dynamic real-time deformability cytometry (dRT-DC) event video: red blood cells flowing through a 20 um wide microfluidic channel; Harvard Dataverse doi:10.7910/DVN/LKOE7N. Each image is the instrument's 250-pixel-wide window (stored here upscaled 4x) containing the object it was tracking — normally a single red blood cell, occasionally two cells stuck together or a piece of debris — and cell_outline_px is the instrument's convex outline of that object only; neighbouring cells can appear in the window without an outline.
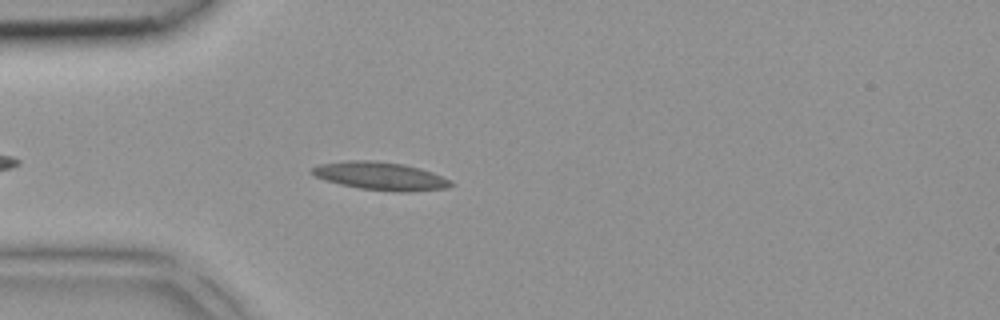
{"species": "common noctule bat (a hibernating species)", "species_latin": "Nyctalus noctula", "temperature_condition": "room temperature", "stored_images_in_passage": 29, "camera_frame_rate_fps": 3000, "um_per_image_px": 0.085, "animal": {"sex": "female", "body_mass_g": 18.4}, "frame": {"image": 1, "passage_image": 5, "time_ms": 1.333, "image_size_px": [1000, 320], "cell_outline_px": [[456, 184], [448, 188], [412, 192], [396, 192], [360, 188], [340, 184], [324, 180], [308, 172], [316, 164], [348, 160], [372, 160], [404, 164], [420, 168], [432, 172], [452, 180]], "centroid_in_image_um": [32.36, 14.96], "position_along_channel_um": 52.6, "area_um2": 23.06}}
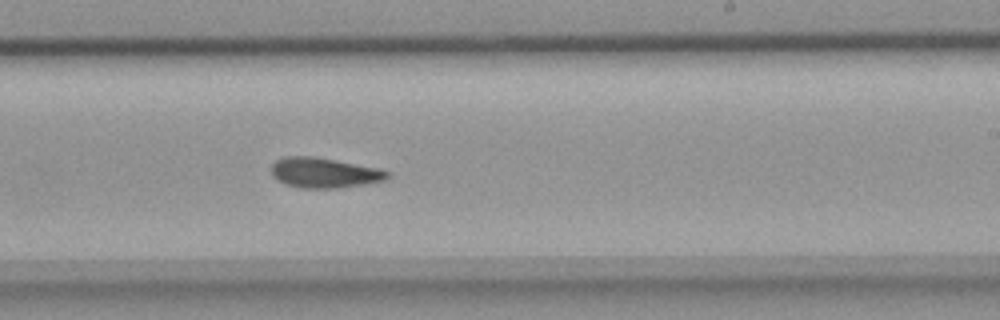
{"frame": {"image": 2, "passage_image": 19, "time_ms": 6.0, "image_size_px": [1000, 320], "cell_outline_px": [[392, 172], [384, 180], [336, 188], [304, 188], [284, 184], [276, 180], [272, 176], [272, 164], [276, 160], [284, 156], [312, 156], [336, 160], [380, 168]], "centroid_in_image_um": [27.53, 14.67], "position_along_channel_um": 261.5, "area_um2": 20.35}}
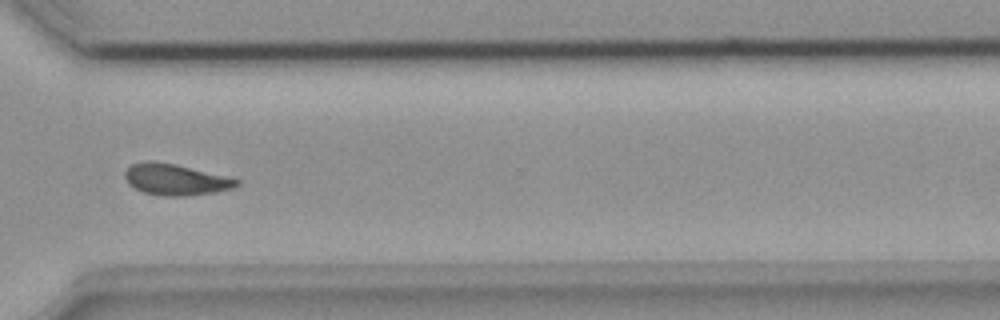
{"frame": {"image": 3, "passage_image": 25, "time_ms": 8.0, "image_size_px": [1000, 320], "cell_outline_px": [[240, 184], [232, 188], [212, 192], [184, 196], [164, 196], [144, 192], [128, 184], [124, 176], [124, 172], [132, 164], [144, 160], [156, 160], [176, 164], [232, 176], [240, 180]], "centroid_in_image_um": [14.94, 15.23], "position_along_channel_um": 355.7, "area_um2": 20.63}}